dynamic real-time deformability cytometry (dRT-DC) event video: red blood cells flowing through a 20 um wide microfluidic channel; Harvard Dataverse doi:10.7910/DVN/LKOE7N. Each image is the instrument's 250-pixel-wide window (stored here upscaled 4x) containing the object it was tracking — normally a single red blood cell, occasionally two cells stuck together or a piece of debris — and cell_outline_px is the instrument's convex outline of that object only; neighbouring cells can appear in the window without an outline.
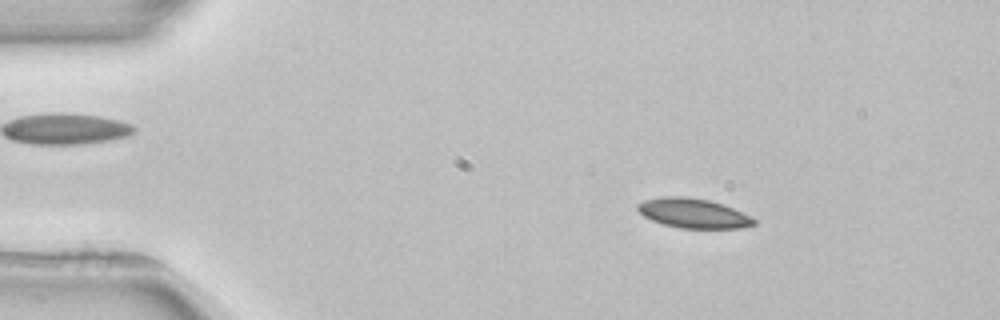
{"species": "common noctule bat (a hibernating species)", "species_latin": "Nyctalus noctula", "temperature_condition": "room temperature", "stored_images_in_passage": 4, "camera_frame_rate_fps": 3000, "um_per_image_px": 0.085, "animal": {"sex": "female", "body_mass_g": 22.7, "forearm_length_mm": 54.2}, "frame": {"image": 1, "passage_image": 2, "time_ms": 1.333, "image_size_px": [1000, 320], "cell_outline_px": [[756, 224], [740, 228], [680, 228], [664, 224], [652, 220], [644, 216], [636, 208], [636, 204], [644, 200], [660, 196], [688, 196], [708, 200], [724, 204], [752, 216], [756, 220]], "centroid_in_image_um": [58.93, 18.11], "position_along_channel_um": 26.1, "area_um2": 20.23}}
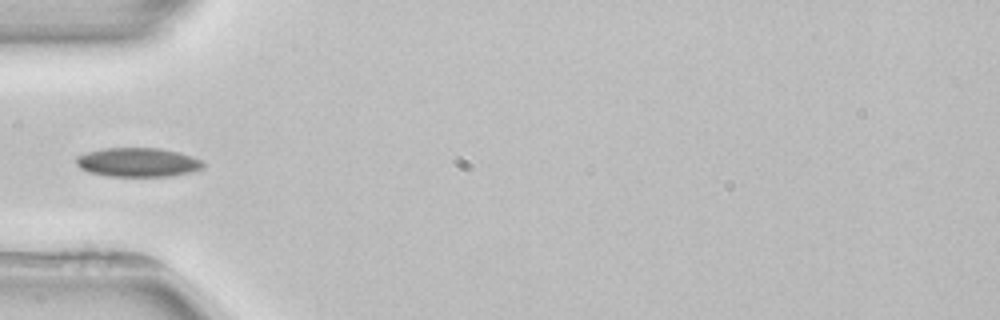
{"frame": {"image": 2, "passage_image": 4, "time_ms": 4.333, "image_size_px": [1000, 320], "cell_outline_px": [[204, 168], [192, 172], [168, 176], [108, 176], [88, 172], [80, 168], [76, 164], [76, 156], [88, 152], [104, 148], [160, 148], [192, 156], [200, 160], [204, 164]], "centroid_in_image_um": [11.7, 13.8], "position_along_channel_um": 73.3, "area_um2": 21.44}}